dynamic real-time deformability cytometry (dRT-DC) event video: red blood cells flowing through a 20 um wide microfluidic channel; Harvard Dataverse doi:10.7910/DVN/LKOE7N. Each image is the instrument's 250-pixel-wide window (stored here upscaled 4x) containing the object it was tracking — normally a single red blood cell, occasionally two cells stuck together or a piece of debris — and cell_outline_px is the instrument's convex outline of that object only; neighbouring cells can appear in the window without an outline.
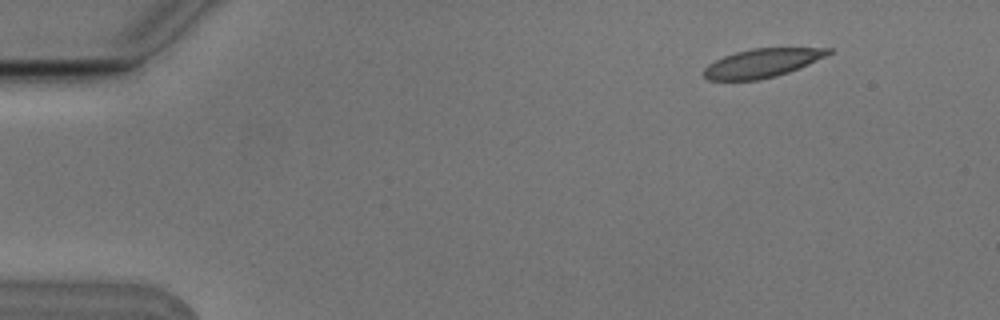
{"species": "Egyptian fruit bat (a non-hibernating species)", "species_latin": "Rousettus aegyptiacus", "temperature_condition": "cold", "stored_images_in_passage": 4, "camera_frame_rate_fps": 3000, "um_per_image_px": 0.085, "animal": {"sex": "male"}, "frame": {"image": 1, "passage_image": 2, "time_ms": 0.333, "image_size_px": [1000, 320], "cell_outline_px": [[832, 52], [800, 68], [776, 76], [760, 80], [708, 80], [704, 76], [704, 68], [708, 64], [724, 56], [736, 52], [752, 48], [832, 48]], "centroid_in_image_um": [64.76, 5.36], "position_along_channel_um": 20.2, "area_um2": 20.63}}